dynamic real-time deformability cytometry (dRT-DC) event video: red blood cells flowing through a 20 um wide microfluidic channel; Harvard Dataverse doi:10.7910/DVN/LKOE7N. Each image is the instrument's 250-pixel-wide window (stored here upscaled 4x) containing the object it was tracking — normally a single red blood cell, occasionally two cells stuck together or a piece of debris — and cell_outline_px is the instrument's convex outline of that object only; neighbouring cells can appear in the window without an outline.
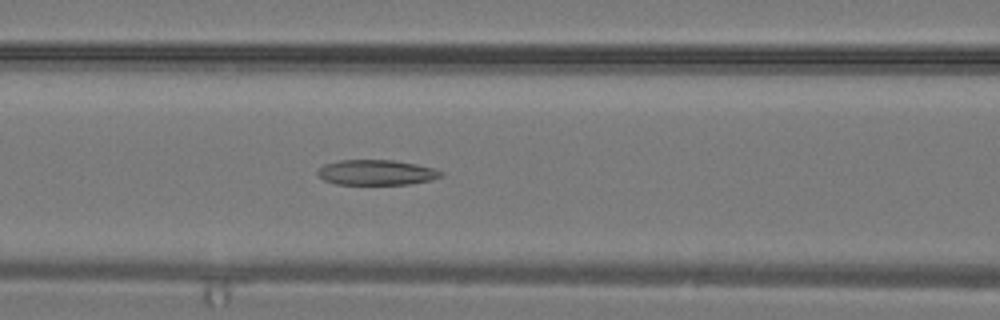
{"species": "common noctule bat (a hibernating species)", "species_latin": "Nyctalus noctula", "temperature_condition": "warm", "stored_images_in_passage": 30, "camera_frame_rate_fps": 3000, "um_per_image_px": 0.085, "animal": {"sex": "male", "body_mass_g": 19.2, "forearm_length_mm": 51.8}, "frame": {"image": 1, "passage_image": 13, "time_ms": 4.0, "image_size_px": [1000, 320], "cell_outline_px": [[444, 176], [432, 180], [408, 184], [336, 184], [324, 180], [316, 172], [324, 164], [340, 160], [392, 160], [416, 164], [432, 168], [444, 172]], "centroid_in_image_um": [32.02, 14.66], "position_along_channel_um": 134.6, "area_um2": 18.09}}
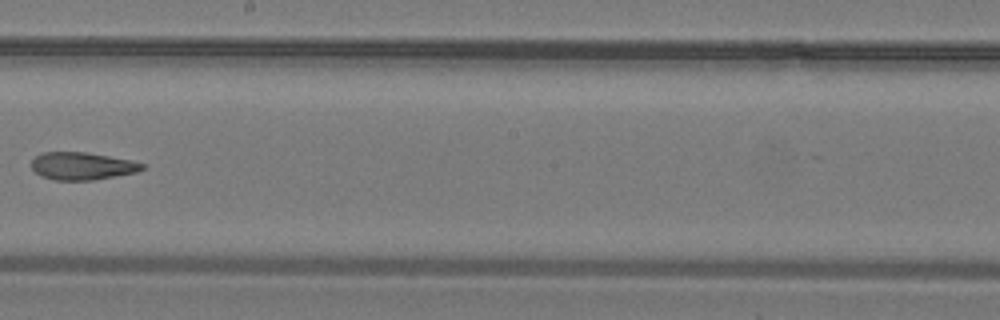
{"frame": {"image": 2, "passage_image": 18, "time_ms": 5.667, "image_size_px": [1000, 320], "cell_outline_px": [[148, 164], [144, 168], [136, 172], [92, 180], [56, 180], [40, 176], [32, 168], [32, 160], [40, 152], [88, 152], [132, 160]], "centroid_in_image_um": [7.0, 14.1], "position_along_channel_um": 241.2, "area_um2": 17.86}}
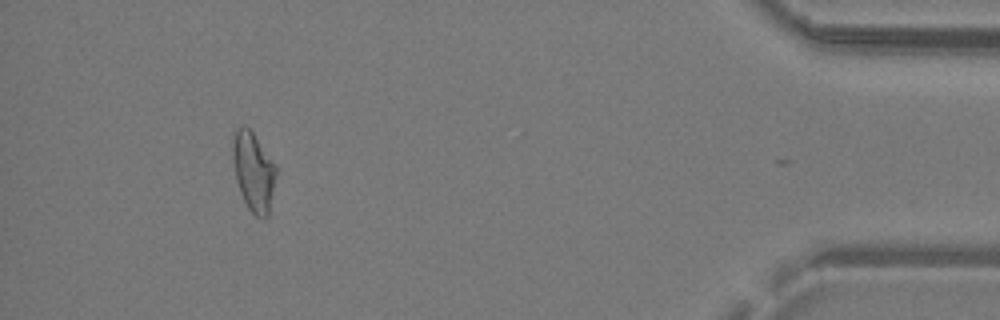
{"frame": {"image": 3, "passage_image": 29, "time_ms": 9.333, "image_size_px": [1000, 320], "cell_outline_px": [[276, 176], [268, 216], [264, 220], [260, 220], [248, 208], [240, 192], [236, 180], [232, 160], [232, 140], [236, 128], [244, 124], [252, 132], [276, 164]], "centroid_in_image_um": [21.53, 14.59], "position_along_channel_um": 413.7, "area_um2": 20.17}}